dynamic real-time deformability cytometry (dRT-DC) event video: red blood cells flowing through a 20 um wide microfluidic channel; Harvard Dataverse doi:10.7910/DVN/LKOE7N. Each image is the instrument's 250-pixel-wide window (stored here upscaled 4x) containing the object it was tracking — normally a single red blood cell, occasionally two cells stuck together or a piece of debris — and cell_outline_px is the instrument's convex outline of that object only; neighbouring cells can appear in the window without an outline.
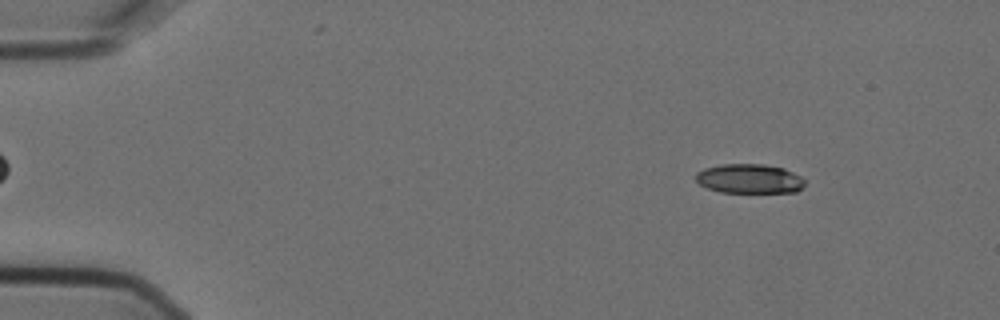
{"species": "Egyptian fruit bat (a non-hibernating species)", "species_latin": "Rousettus aegyptiacus", "temperature_condition": "cold", "stored_images_in_passage": 3, "camera_frame_rate_fps": 3000, "um_per_image_px": 0.085, "animal": {"sex": "female"}, "frame": {"image": 1, "passage_image": 1, "time_ms": 0.0, "image_size_px": [1000, 320], "cell_outline_px": [[804, 184], [796, 192], [720, 192], [708, 188], [700, 184], [696, 180], [696, 172], [704, 168], [720, 164], [764, 164], [784, 168], [800, 176], [804, 180]], "centroid_in_image_um": [63.68, 15.18], "position_along_channel_um": 21.3, "area_um2": 18.61}}
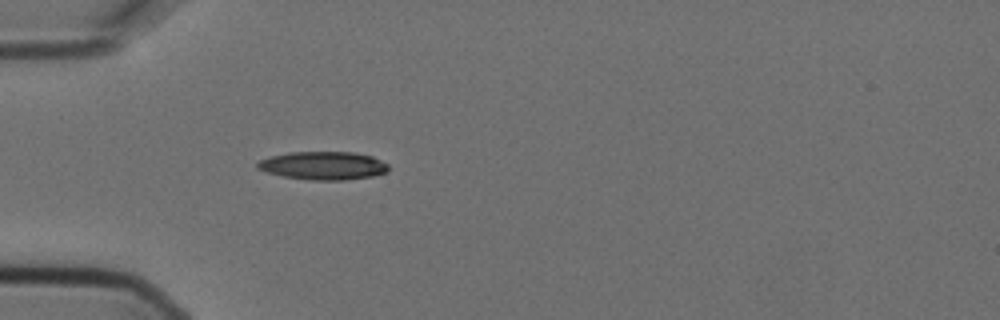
{"frame": {"image": 2, "passage_image": 3, "time_ms": 0.667, "image_size_px": [1000, 320], "cell_outline_px": [[388, 172], [372, 176], [344, 180], [312, 180], [284, 176], [268, 172], [256, 168], [256, 164], [260, 160], [272, 156], [288, 152], [352, 152], [372, 156], [388, 164]], "centroid_in_image_um": [27.49, 14.07], "position_along_channel_um": 57.5, "area_um2": 21.39}}